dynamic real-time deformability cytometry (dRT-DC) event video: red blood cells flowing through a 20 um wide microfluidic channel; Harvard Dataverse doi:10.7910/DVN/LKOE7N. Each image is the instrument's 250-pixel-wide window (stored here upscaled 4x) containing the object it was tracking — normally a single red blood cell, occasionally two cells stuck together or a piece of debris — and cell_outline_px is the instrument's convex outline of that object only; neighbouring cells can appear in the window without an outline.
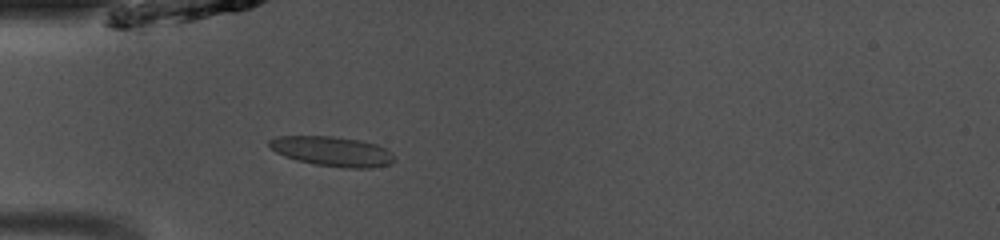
{"species": "common noctule bat (a hibernating species)", "species_latin": "Nyctalus noctula", "temperature_condition": "room temperature", "stored_images_in_passage": 35, "camera_frame_rate_fps": 3000, "um_per_image_px": 0.085, "animal": {"sex": "male", "body_mass_g": 13.0, "forearm_length_mm": 53.1}, "frame": {"image": 1, "passage_image": 1, "time_ms": 0.0, "image_size_px": [1000, 240], "cell_outline_px": [[396, 160], [392, 164], [368, 168], [348, 168], [316, 164], [296, 160], [276, 152], [268, 144], [268, 140], [276, 136], [332, 136], [360, 140], [376, 144], [392, 152], [396, 156]], "centroid_in_image_um": [28.29, 12.86], "position_along_channel_um": 56.7, "area_um2": 21.73}}
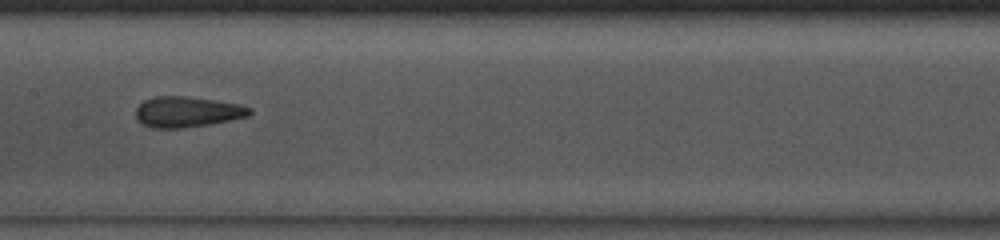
{"frame": {"image": 2, "passage_image": 11, "time_ms": 3.333, "image_size_px": [1000, 240], "cell_outline_px": [[252, 112], [248, 116], [208, 124], [180, 128], [152, 128], [144, 124], [136, 116], [136, 108], [144, 100], [156, 96], [184, 96], [240, 104], [252, 108]], "centroid_in_image_um": [15.91, 9.5], "position_along_channel_um": 191.5, "area_um2": 20.0}}
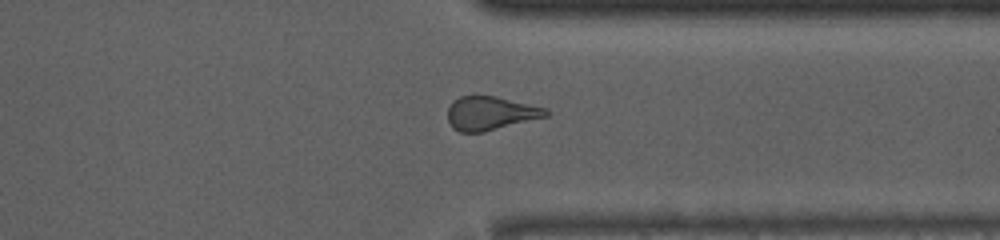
{"frame": {"image": 3, "passage_image": 24, "time_ms": 7.667, "image_size_px": [1000, 240], "cell_outline_px": [[548, 116], [484, 132], [460, 132], [452, 128], [448, 120], [448, 108], [452, 100], [460, 96], [496, 96], [548, 108]], "centroid_in_image_um": [41.68, 9.62], "position_along_channel_um": 369.7, "area_um2": 19.36}, "authors_computed_cell_mechanics": {"area_um2": 19.9988, "velocity_mm_per_s": 4.1261, "shape_relaxation_time_tau1_ms": 3.3414, "shape_relaxation_time_tau2_ms": 1.1659, "deformation_change_tau1": 0.1256, "deformation_change_tau2": 0.1065}}